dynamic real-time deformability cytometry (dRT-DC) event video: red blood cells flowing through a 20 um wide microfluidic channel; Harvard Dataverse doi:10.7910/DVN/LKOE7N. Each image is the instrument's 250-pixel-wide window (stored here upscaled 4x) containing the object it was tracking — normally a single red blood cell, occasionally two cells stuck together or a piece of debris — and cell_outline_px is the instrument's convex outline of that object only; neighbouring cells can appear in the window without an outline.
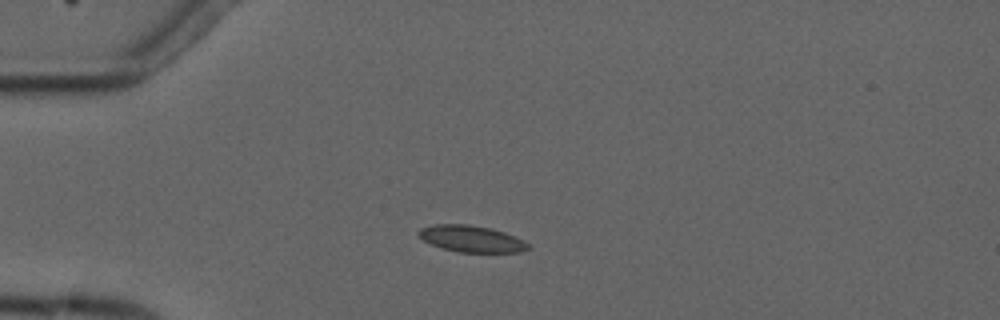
{"species": "common noctule bat (a hibernating species)", "species_latin": "Nyctalus noctula", "temperature_condition": "cold", "stored_images_in_passage": 9, "camera_frame_rate_fps": 3000, "um_per_image_px": 0.085, "animal": {"sex": "male", "forearm_length_mm": 52.5}, "frame": {"image": 1, "passage_image": 2, "time_ms": 2.333, "image_size_px": [1000, 320], "cell_outline_px": [[532, 248], [520, 252], [460, 252], [440, 248], [416, 236], [416, 232], [420, 228], [432, 224], [468, 224], [492, 228], [516, 236], [524, 240]], "centroid_in_image_um": [40.06, 20.29], "position_along_channel_um": 44.9, "area_um2": 17.22}}
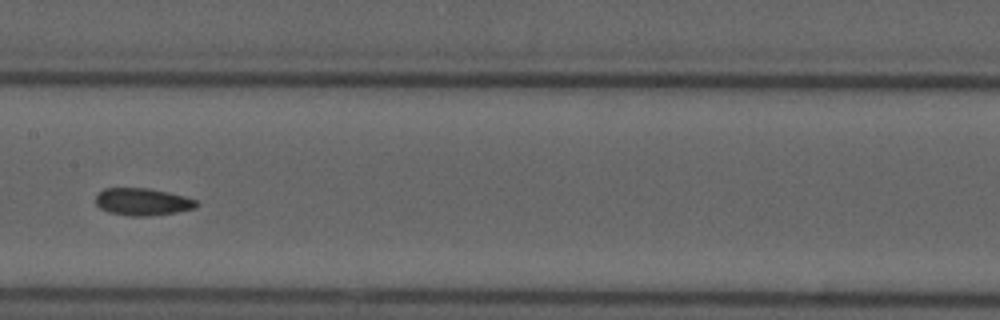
{"frame": {"image": 2, "passage_image": 6, "time_ms": 7.0, "image_size_px": [1000, 320], "cell_outline_px": [[200, 204], [196, 208], [176, 212], [148, 216], [128, 216], [108, 212], [100, 208], [96, 204], [96, 192], [104, 188], [148, 188], [184, 196], [196, 200]], "centroid_in_image_um": [12.09, 17.15], "position_along_channel_um": 195.3, "area_um2": 16.13}}
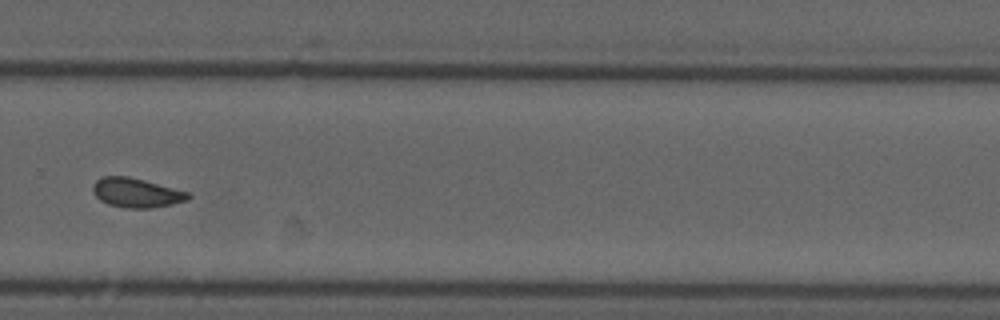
{"frame": {"image": 3, "passage_image": 9, "time_ms": 10.333, "image_size_px": [1000, 320], "cell_outline_px": [[192, 196], [188, 200], [172, 204], [152, 208], [128, 208], [108, 204], [100, 200], [92, 192], [92, 184], [96, 180], [104, 176], [128, 176], [144, 180], [188, 192]], "centroid_in_image_um": [11.57, 16.38], "position_along_channel_um": 318.2, "area_um2": 16.3}}